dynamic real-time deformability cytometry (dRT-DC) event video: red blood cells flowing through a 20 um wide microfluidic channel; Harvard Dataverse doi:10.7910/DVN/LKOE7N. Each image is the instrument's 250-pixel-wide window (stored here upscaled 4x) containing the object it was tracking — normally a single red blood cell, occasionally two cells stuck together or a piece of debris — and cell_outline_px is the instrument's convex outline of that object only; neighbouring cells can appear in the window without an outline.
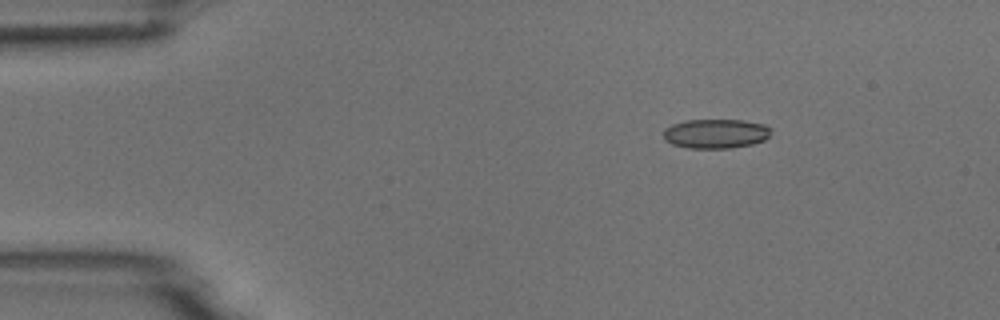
{"species": "common noctule bat (a hibernating species)", "species_latin": "Nyctalus noctula", "temperature_condition": "room temperature", "stored_images_in_passage": 3, "camera_frame_rate_fps": 3000, "um_per_image_px": 0.085, "animal": {"sex": "male", "body_mass_g": 18.8}, "frame": {"image": 1, "passage_image": 1, "time_ms": 0.0, "image_size_px": [1000, 320], "cell_outline_px": [[772, 128], [768, 136], [764, 140], [752, 144], [732, 148], [688, 148], [672, 144], [664, 140], [664, 128], [672, 124], [684, 120], [744, 120], [764, 124]], "centroid_in_image_um": [60.83, 11.35], "position_along_channel_um": 24.2, "area_um2": 18.55}}